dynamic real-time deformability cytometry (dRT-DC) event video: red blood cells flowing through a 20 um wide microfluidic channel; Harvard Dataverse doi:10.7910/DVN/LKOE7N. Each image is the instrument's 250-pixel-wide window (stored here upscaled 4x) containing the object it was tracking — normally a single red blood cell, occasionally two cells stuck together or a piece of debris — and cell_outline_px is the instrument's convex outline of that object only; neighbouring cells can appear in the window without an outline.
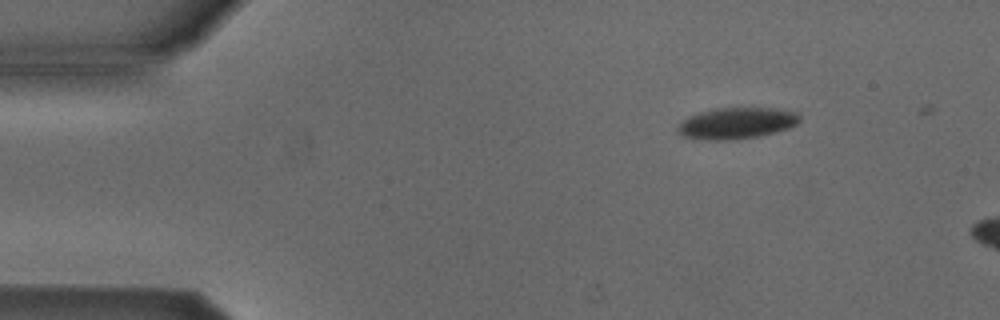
{"species": "Egyptian fruit bat (a non-hibernating species)", "species_latin": "Rousettus aegyptiacus", "temperature_condition": "cold", "stored_images_in_passage": 2, "camera_frame_rate_fps": 3000, "um_per_image_px": 0.085, "animal": {"sex": "male"}, "frame": {"image": 1, "passage_image": 1, "time_ms": 0.0, "image_size_px": [1000, 320], "cell_outline_px": [[800, 120], [796, 124], [788, 128], [756, 136], [736, 140], [708, 140], [684, 136], [676, 128], [688, 116], [700, 112], [720, 108], [772, 108], [796, 112], [800, 116]], "centroid_in_image_um": [62.61, 10.47], "position_along_channel_um": 22.4, "area_um2": 21.85}}